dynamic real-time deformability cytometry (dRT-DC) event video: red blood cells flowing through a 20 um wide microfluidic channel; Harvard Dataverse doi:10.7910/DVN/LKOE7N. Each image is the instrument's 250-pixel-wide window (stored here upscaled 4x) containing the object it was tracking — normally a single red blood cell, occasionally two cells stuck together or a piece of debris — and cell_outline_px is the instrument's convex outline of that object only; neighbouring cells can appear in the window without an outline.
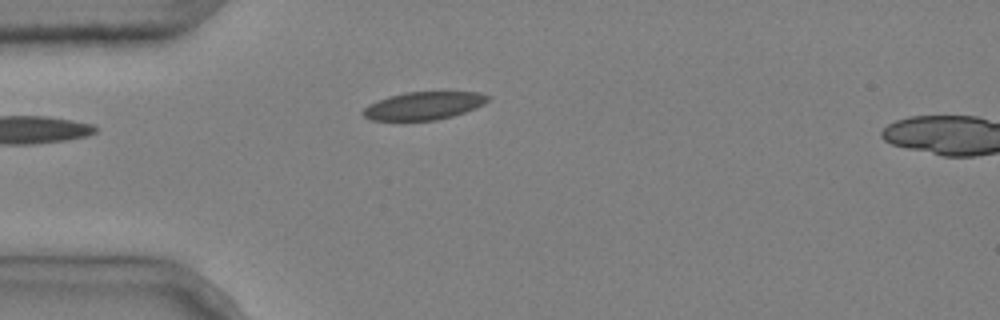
{"species": "common noctule bat (a hibernating species)", "species_latin": "Nyctalus noctula", "temperature_condition": "cold", "stored_images_in_passage": 4, "camera_frame_rate_fps": 3000, "um_per_image_px": 0.085, "animal": {"sex": "male", "body_mass_g": 20.4}, "frame": {"image": 1, "passage_image": 4, "time_ms": 1.0, "image_size_px": [1000, 320], "cell_outline_px": [[492, 96], [484, 104], [476, 108], [452, 116], [436, 120], [372, 120], [364, 116], [360, 112], [368, 104], [388, 96], [404, 92], [480, 92]], "centroid_in_image_um": [36.02, 8.98], "position_along_channel_um": 49.0, "area_um2": 20.35}}